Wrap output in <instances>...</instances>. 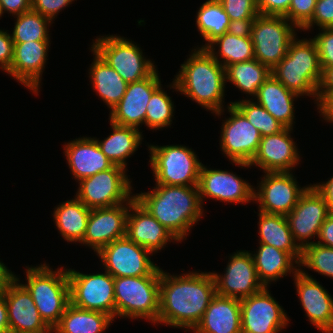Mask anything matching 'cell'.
Wrapping results in <instances>:
<instances>
[{
	"label": "cell",
	"instance_id": "7dc6e473",
	"mask_svg": "<svg viewBox=\"0 0 333 333\" xmlns=\"http://www.w3.org/2000/svg\"><path fill=\"white\" fill-rule=\"evenodd\" d=\"M7 31L0 29V69L6 73L10 69L14 50L13 40Z\"/></svg>",
	"mask_w": 333,
	"mask_h": 333
},
{
	"label": "cell",
	"instance_id": "7a4b0ae2",
	"mask_svg": "<svg viewBox=\"0 0 333 333\" xmlns=\"http://www.w3.org/2000/svg\"><path fill=\"white\" fill-rule=\"evenodd\" d=\"M155 185L134 197L181 243L204 215L198 186Z\"/></svg>",
	"mask_w": 333,
	"mask_h": 333
},
{
	"label": "cell",
	"instance_id": "7c38bea8",
	"mask_svg": "<svg viewBox=\"0 0 333 333\" xmlns=\"http://www.w3.org/2000/svg\"><path fill=\"white\" fill-rule=\"evenodd\" d=\"M226 108L230 117L221 126V151L231 163L241 168H249L262 136L234 104L229 103Z\"/></svg>",
	"mask_w": 333,
	"mask_h": 333
},
{
	"label": "cell",
	"instance_id": "db71d44e",
	"mask_svg": "<svg viewBox=\"0 0 333 333\" xmlns=\"http://www.w3.org/2000/svg\"><path fill=\"white\" fill-rule=\"evenodd\" d=\"M322 77L317 90V99L324 94L333 92V67L321 68Z\"/></svg>",
	"mask_w": 333,
	"mask_h": 333
},
{
	"label": "cell",
	"instance_id": "4dcf8cb0",
	"mask_svg": "<svg viewBox=\"0 0 333 333\" xmlns=\"http://www.w3.org/2000/svg\"><path fill=\"white\" fill-rule=\"evenodd\" d=\"M112 133L103 140L93 137L100 150L114 164L127 169V158L137 151L142 143L140 129L130 126H122L110 122Z\"/></svg>",
	"mask_w": 333,
	"mask_h": 333
},
{
	"label": "cell",
	"instance_id": "f35d334b",
	"mask_svg": "<svg viewBox=\"0 0 333 333\" xmlns=\"http://www.w3.org/2000/svg\"><path fill=\"white\" fill-rule=\"evenodd\" d=\"M174 103L160 85L151 95L147 104L145 126L151 130L169 127L172 124Z\"/></svg>",
	"mask_w": 333,
	"mask_h": 333
},
{
	"label": "cell",
	"instance_id": "ee69618b",
	"mask_svg": "<svg viewBox=\"0 0 333 333\" xmlns=\"http://www.w3.org/2000/svg\"><path fill=\"white\" fill-rule=\"evenodd\" d=\"M312 40L317 47L321 68L333 67V27L321 28Z\"/></svg>",
	"mask_w": 333,
	"mask_h": 333
},
{
	"label": "cell",
	"instance_id": "f546056e",
	"mask_svg": "<svg viewBox=\"0 0 333 333\" xmlns=\"http://www.w3.org/2000/svg\"><path fill=\"white\" fill-rule=\"evenodd\" d=\"M90 50L94 59L88 73L93 90L111 110L122 99L128 83L92 48Z\"/></svg>",
	"mask_w": 333,
	"mask_h": 333
},
{
	"label": "cell",
	"instance_id": "e575fe53",
	"mask_svg": "<svg viewBox=\"0 0 333 333\" xmlns=\"http://www.w3.org/2000/svg\"><path fill=\"white\" fill-rule=\"evenodd\" d=\"M206 49L225 69L229 65L255 58L251 37H239L227 32L213 40Z\"/></svg>",
	"mask_w": 333,
	"mask_h": 333
},
{
	"label": "cell",
	"instance_id": "7402d4cb",
	"mask_svg": "<svg viewBox=\"0 0 333 333\" xmlns=\"http://www.w3.org/2000/svg\"><path fill=\"white\" fill-rule=\"evenodd\" d=\"M160 85L162 84L157 69L142 80L128 83L122 99L110 110L109 121L139 129L140 124H145L148 101Z\"/></svg>",
	"mask_w": 333,
	"mask_h": 333
},
{
	"label": "cell",
	"instance_id": "6f0895ef",
	"mask_svg": "<svg viewBox=\"0 0 333 333\" xmlns=\"http://www.w3.org/2000/svg\"><path fill=\"white\" fill-rule=\"evenodd\" d=\"M14 277L11 270L6 267V265L0 261V293L5 289L7 283Z\"/></svg>",
	"mask_w": 333,
	"mask_h": 333
},
{
	"label": "cell",
	"instance_id": "603a6c76",
	"mask_svg": "<svg viewBox=\"0 0 333 333\" xmlns=\"http://www.w3.org/2000/svg\"><path fill=\"white\" fill-rule=\"evenodd\" d=\"M293 129L261 137L259 149L249 164L260 167L265 172H291L300 164V154L296 142L291 137Z\"/></svg>",
	"mask_w": 333,
	"mask_h": 333
},
{
	"label": "cell",
	"instance_id": "d4e9b609",
	"mask_svg": "<svg viewBox=\"0 0 333 333\" xmlns=\"http://www.w3.org/2000/svg\"><path fill=\"white\" fill-rule=\"evenodd\" d=\"M50 41L14 43L13 60L8 75L38 94Z\"/></svg>",
	"mask_w": 333,
	"mask_h": 333
},
{
	"label": "cell",
	"instance_id": "4fadbf2b",
	"mask_svg": "<svg viewBox=\"0 0 333 333\" xmlns=\"http://www.w3.org/2000/svg\"><path fill=\"white\" fill-rule=\"evenodd\" d=\"M104 272L84 274L67 268L70 303L84 310L106 313L114 319V277Z\"/></svg>",
	"mask_w": 333,
	"mask_h": 333
},
{
	"label": "cell",
	"instance_id": "52a82bcc",
	"mask_svg": "<svg viewBox=\"0 0 333 333\" xmlns=\"http://www.w3.org/2000/svg\"><path fill=\"white\" fill-rule=\"evenodd\" d=\"M150 167L156 184L198 186L202 162L182 145H148Z\"/></svg>",
	"mask_w": 333,
	"mask_h": 333
},
{
	"label": "cell",
	"instance_id": "30bf717a",
	"mask_svg": "<svg viewBox=\"0 0 333 333\" xmlns=\"http://www.w3.org/2000/svg\"><path fill=\"white\" fill-rule=\"evenodd\" d=\"M295 30L298 31L284 16L257 15L251 30L255 59L272 70L297 37Z\"/></svg>",
	"mask_w": 333,
	"mask_h": 333
},
{
	"label": "cell",
	"instance_id": "f5cc1de1",
	"mask_svg": "<svg viewBox=\"0 0 333 333\" xmlns=\"http://www.w3.org/2000/svg\"><path fill=\"white\" fill-rule=\"evenodd\" d=\"M317 243L333 248V214H330L321 226Z\"/></svg>",
	"mask_w": 333,
	"mask_h": 333
},
{
	"label": "cell",
	"instance_id": "11a10c76",
	"mask_svg": "<svg viewBox=\"0 0 333 333\" xmlns=\"http://www.w3.org/2000/svg\"><path fill=\"white\" fill-rule=\"evenodd\" d=\"M313 186L323 196L329 212L333 214V176L328 181L316 183Z\"/></svg>",
	"mask_w": 333,
	"mask_h": 333
},
{
	"label": "cell",
	"instance_id": "9c48e42d",
	"mask_svg": "<svg viewBox=\"0 0 333 333\" xmlns=\"http://www.w3.org/2000/svg\"><path fill=\"white\" fill-rule=\"evenodd\" d=\"M127 169L113 165L79 181L75 197L87 208H107L127 203L134 194ZM133 194V195H132Z\"/></svg>",
	"mask_w": 333,
	"mask_h": 333
},
{
	"label": "cell",
	"instance_id": "8d00e7d4",
	"mask_svg": "<svg viewBox=\"0 0 333 333\" xmlns=\"http://www.w3.org/2000/svg\"><path fill=\"white\" fill-rule=\"evenodd\" d=\"M229 23V16L218 0L205 1L197 12L196 25L207 43L198 48H206L213 40L226 33Z\"/></svg>",
	"mask_w": 333,
	"mask_h": 333
},
{
	"label": "cell",
	"instance_id": "3957f363",
	"mask_svg": "<svg viewBox=\"0 0 333 333\" xmlns=\"http://www.w3.org/2000/svg\"><path fill=\"white\" fill-rule=\"evenodd\" d=\"M170 84V89L184 94L217 116L224 112L225 68L206 48H194Z\"/></svg>",
	"mask_w": 333,
	"mask_h": 333
},
{
	"label": "cell",
	"instance_id": "d6986e66",
	"mask_svg": "<svg viewBox=\"0 0 333 333\" xmlns=\"http://www.w3.org/2000/svg\"><path fill=\"white\" fill-rule=\"evenodd\" d=\"M296 293L306 317L322 333H333V298L327 289L301 268L293 275Z\"/></svg>",
	"mask_w": 333,
	"mask_h": 333
},
{
	"label": "cell",
	"instance_id": "836d02e7",
	"mask_svg": "<svg viewBox=\"0 0 333 333\" xmlns=\"http://www.w3.org/2000/svg\"><path fill=\"white\" fill-rule=\"evenodd\" d=\"M113 321L106 313L84 310L70 303L53 330L55 333H103Z\"/></svg>",
	"mask_w": 333,
	"mask_h": 333
},
{
	"label": "cell",
	"instance_id": "2e32d148",
	"mask_svg": "<svg viewBox=\"0 0 333 333\" xmlns=\"http://www.w3.org/2000/svg\"><path fill=\"white\" fill-rule=\"evenodd\" d=\"M331 213L323 196L310 184L286 216L294 241L303 249L319 237L321 226Z\"/></svg>",
	"mask_w": 333,
	"mask_h": 333
},
{
	"label": "cell",
	"instance_id": "681fc988",
	"mask_svg": "<svg viewBox=\"0 0 333 333\" xmlns=\"http://www.w3.org/2000/svg\"><path fill=\"white\" fill-rule=\"evenodd\" d=\"M2 13L20 15L31 10V0H0Z\"/></svg>",
	"mask_w": 333,
	"mask_h": 333
},
{
	"label": "cell",
	"instance_id": "74e56055",
	"mask_svg": "<svg viewBox=\"0 0 333 333\" xmlns=\"http://www.w3.org/2000/svg\"><path fill=\"white\" fill-rule=\"evenodd\" d=\"M16 22L11 38L13 43L28 41H50L49 26L52 20L32 9L16 15Z\"/></svg>",
	"mask_w": 333,
	"mask_h": 333
},
{
	"label": "cell",
	"instance_id": "5b68a950",
	"mask_svg": "<svg viewBox=\"0 0 333 333\" xmlns=\"http://www.w3.org/2000/svg\"><path fill=\"white\" fill-rule=\"evenodd\" d=\"M26 268L27 284H21L31 294L41 319L53 329L70 304L67 269L61 266L53 271L46 263Z\"/></svg>",
	"mask_w": 333,
	"mask_h": 333
},
{
	"label": "cell",
	"instance_id": "c3c4849f",
	"mask_svg": "<svg viewBox=\"0 0 333 333\" xmlns=\"http://www.w3.org/2000/svg\"><path fill=\"white\" fill-rule=\"evenodd\" d=\"M256 3L261 15L284 16L291 0H256Z\"/></svg>",
	"mask_w": 333,
	"mask_h": 333
},
{
	"label": "cell",
	"instance_id": "7bdbcfd3",
	"mask_svg": "<svg viewBox=\"0 0 333 333\" xmlns=\"http://www.w3.org/2000/svg\"><path fill=\"white\" fill-rule=\"evenodd\" d=\"M230 21L255 19L259 15L256 0H218Z\"/></svg>",
	"mask_w": 333,
	"mask_h": 333
},
{
	"label": "cell",
	"instance_id": "5bb4252c",
	"mask_svg": "<svg viewBox=\"0 0 333 333\" xmlns=\"http://www.w3.org/2000/svg\"><path fill=\"white\" fill-rule=\"evenodd\" d=\"M292 172H265L254 189V201L267 214L287 216L310 186L300 187Z\"/></svg>",
	"mask_w": 333,
	"mask_h": 333
},
{
	"label": "cell",
	"instance_id": "e0dca14e",
	"mask_svg": "<svg viewBox=\"0 0 333 333\" xmlns=\"http://www.w3.org/2000/svg\"><path fill=\"white\" fill-rule=\"evenodd\" d=\"M216 294L242 299L260 292L264 285L259 281L250 251L238 250L229 258L225 274L211 272Z\"/></svg>",
	"mask_w": 333,
	"mask_h": 333
},
{
	"label": "cell",
	"instance_id": "6da1fadb",
	"mask_svg": "<svg viewBox=\"0 0 333 333\" xmlns=\"http://www.w3.org/2000/svg\"><path fill=\"white\" fill-rule=\"evenodd\" d=\"M216 295L211 272L171 275L161 268L157 324L193 330Z\"/></svg>",
	"mask_w": 333,
	"mask_h": 333
},
{
	"label": "cell",
	"instance_id": "9a60e30c",
	"mask_svg": "<svg viewBox=\"0 0 333 333\" xmlns=\"http://www.w3.org/2000/svg\"><path fill=\"white\" fill-rule=\"evenodd\" d=\"M268 288L240 299L242 333H278L289 324L287 312Z\"/></svg>",
	"mask_w": 333,
	"mask_h": 333
},
{
	"label": "cell",
	"instance_id": "cb8c5ba5",
	"mask_svg": "<svg viewBox=\"0 0 333 333\" xmlns=\"http://www.w3.org/2000/svg\"><path fill=\"white\" fill-rule=\"evenodd\" d=\"M126 236L152 254L161 251L170 241L179 242L133 196L126 220Z\"/></svg>",
	"mask_w": 333,
	"mask_h": 333
},
{
	"label": "cell",
	"instance_id": "680465c9",
	"mask_svg": "<svg viewBox=\"0 0 333 333\" xmlns=\"http://www.w3.org/2000/svg\"><path fill=\"white\" fill-rule=\"evenodd\" d=\"M41 333H55V332H54L53 329L50 328L48 331H46V332H41Z\"/></svg>",
	"mask_w": 333,
	"mask_h": 333
},
{
	"label": "cell",
	"instance_id": "4316f807",
	"mask_svg": "<svg viewBox=\"0 0 333 333\" xmlns=\"http://www.w3.org/2000/svg\"><path fill=\"white\" fill-rule=\"evenodd\" d=\"M194 333H242L240 299L216 294Z\"/></svg>",
	"mask_w": 333,
	"mask_h": 333
},
{
	"label": "cell",
	"instance_id": "83f0119b",
	"mask_svg": "<svg viewBox=\"0 0 333 333\" xmlns=\"http://www.w3.org/2000/svg\"><path fill=\"white\" fill-rule=\"evenodd\" d=\"M300 98L296 93L288 90L272 74L259 87L253 98L264 107L285 128L293 129L295 123L294 101Z\"/></svg>",
	"mask_w": 333,
	"mask_h": 333
},
{
	"label": "cell",
	"instance_id": "8992f818",
	"mask_svg": "<svg viewBox=\"0 0 333 333\" xmlns=\"http://www.w3.org/2000/svg\"><path fill=\"white\" fill-rule=\"evenodd\" d=\"M115 318L146 319L157 324L160 276L114 277Z\"/></svg>",
	"mask_w": 333,
	"mask_h": 333
},
{
	"label": "cell",
	"instance_id": "91938a15",
	"mask_svg": "<svg viewBox=\"0 0 333 333\" xmlns=\"http://www.w3.org/2000/svg\"><path fill=\"white\" fill-rule=\"evenodd\" d=\"M2 14H3V13H2V10H1V6H0V17H2Z\"/></svg>",
	"mask_w": 333,
	"mask_h": 333
},
{
	"label": "cell",
	"instance_id": "d590c367",
	"mask_svg": "<svg viewBox=\"0 0 333 333\" xmlns=\"http://www.w3.org/2000/svg\"><path fill=\"white\" fill-rule=\"evenodd\" d=\"M225 73L226 82L232 83L244 94L255 97L259 87L271 75V70L254 58L229 65Z\"/></svg>",
	"mask_w": 333,
	"mask_h": 333
},
{
	"label": "cell",
	"instance_id": "f907efd6",
	"mask_svg": "<svg viewBox=\"0 0 333 333\" xmlns=\"http://www.w3.org/2000/svg\"><path fill=\"white\" fill-rule=\"evenodd\" d=\"M255 19H239L230 21L227 33L239 37H251L253 21Z\"/></svg>",
	"mask_w": 333,
	"mask_h": 333
},
{
	"label": "cell",
	"instance_id": "b9f144b4",
	"mask_svg": "<svg viewBox=\"0 0 333 333\" xmlns=\"http://www.w3.org/2000/svg\"><path fill=\"white\" fill-rule=\"evenodd\" d=\"M317 0H291L284 17L302 30L312 19Z\"/></svg>",
	"mask_w": 333,
	"mask_h": 333
},
{
	"label": "cell",
	"instance_id": "ac0fdd59",
	"mask_svg": "<svg viewBox=\"0 0 333 333\" xmlns=\"http://www.w3.org/2000/svg\"><path fill=\"white\" fill-rule=\"evenodd\" d=\"M198 189L202 205L205 197L233 204L254 202L253 185L233 172L209 169L204 164L199 174Z\"/></svg>",
	"mask_w": 333,
	"mask_h": 333
},
{
	"label": "cell",
	"instance_id": "ffe728a7",
	"mask_svg": "<svg viewBox=\"0 0 333 333\" xmlns=\"http://www.w3.org/2000/svg\"><path fill=\"white\" fill-rule=\"evenodd\" d=\"M2 293L6 301L10 333H41L50 329L41 319L31 294L16 274Z\"/></svg>",
	"mask_w": 333,
	"mask_h": 333
},
{
	"label": "cell",
	"instance_id": "bcb514c9",
	"mask_svg": "<svg viewBox=\"0 0 333 333\" xmlns=\"http://www.w3.org/2000/svg\"><path fill=\"white\" fill-rule=\"evenodd\" d=\"M72 1L74 0H31V9L53 21Z\"/></svg>",
	"mask_w": 333,
	"mask_h": 333
},
{
	"label": "cell",
	"instance_id": "1f68e13d",
	"mask_svg": "<svg viewBox=\"0 0 333 333\" xmlns=\"http://www.w3.org/2000/svg\"><path fill=\"white\" fill-rule=\"evenodd\" d=\"M259 244H267L288 252L298 263L302 249L294 241L286 216L259 211Z\"/></svg>",
	"mask_w": 333,
	"mask_h": 333
},
{
	"label": "cell",
	"instance_id": "44dd1931",
	"mask_svg": "<svg viewBox=\"0 0 333 333\" xmlns=\"http://www.w3.org/2000/svg\"><path fill=\"white\" fill-rule=\"evenodd\" d=\"M130 200L117 206L91 209L82 245L96 254L116 239L126 236V220Z\"/></svg>",
	"mask_w": 333,
	"mask_h": 333
},
{
	"label": "cell",
	"instance_id": "9f6ffc18",
	"mask_svg": "<svg viewBox=\"0 0 333 333\" xmlns=\"http://www.w3.org/2000/svg\"><path fill=\"white\" fill-rule=\"evenodd\" d=\"M0 333H10L7 306L2 292L0 293Z\"/></svg>",
	"mask_w": 333,
	"mask_h": 333
},
{
	"label": "cell",
	"instance_id": "60d3db41",
	"mask_svg": "<svg viewBox=\"0 0 333 333\" xmlns=\"http://www.w3.org/2000/svg\"><path fill=\"white\" fill-rule=\"evenodd\" d=\"M305 269L308 268L318 274L333 278V248L314 242L302 249V257L299 263Z\"/></svg>",
	"mask_w": 333,
	"mask_h": 333
},
{
	"label": "cell",
	"instance_id": "277c9868",
	"mask_svg": "<svg viewBox=\"0 0 333 333\" xmlns=\"http://www.w3.org/2000/svg\"><path fill=\"white\" fill-rule=\"evenodd\" d=\"M271 74L288 90L299 96L313 97L317 103V90L322 77L317 47L312 39L294 38L286 56L271 70Z\"/></svg>",
	"mask_w": 333,
	"mask_h": 333
},
{
	"label": "cell",
	"instance_id": "f1b7e54d",
	"mask_svg": "<svg viewBox=\"0 0 333 333\" xmlns=\"http://www.w3.org/2000/svg\"><path fill=\"white\" fill-rule=\"evenodd\" d=\"M251 255L258 279L264 287H269L271 282H276L291 273L295 275L299 271V263L288 252L274 246L259 244L256 253Z\"/></svg>",
	"mask_w": 333,
	"mask_h": 333
},
{
	"label": "cell",
	"instance_id": "f6af8a7d",
	"mask_svg": "<svg viewBox=\"0 0 333 333\" xmlns=\"http://www.w3.org/2000/svg\"><path fill=\"white\" fill-rule=\"evenodd\" d=\"M313 25L319 30L333 27V0H317L312 19L302 30H311Z\"/></svg>",
	"mask_w": 333,
	"mask_h": 333
},
{
	"label": "cell",
	"instance_id": "8fae6325",
	"mask_svg": "<svg viewBox=\"0 0 333 333\" xmlns=\"http://www.w3.org/2000/svg\"><path fill=\"white\" fill-rule=\"evenodd\" d=\"M113 277L160 276L161 268L151 261L153 254L127 236L116 239L96 254Z\"/></svg>",
	"mask_w": 333,
	"mask_h": 333
},
{
	"label": "cell",
	"instance_id": "ba28073f",
	"mask_svg": "<svg viewBox=\"0 0 333 333\" xmlns=\"http://www.w3.org/2000/svg\"><path fill=\"white\" fill-rule=\"evenodd\" d=\"M135 44L132 40L114 34L97 37L91 48L117 71L125 82L133 83L150 76L157 68Z\"/></svg>",
	"mask_w": 333,
	"mask_h": 333
},
{
	"label": "cell",
	"instance_id": "ab89813d",
	"mask_svg": "<svg viewBox=\"0 0 333 333\" xmlns=\"http://www.w3.org/2000/svg\"><path fill=\"white\" fill-rule=\"evenodd\" d=\"M230 103L234 104L246 116L249 122L258 129L262 137L279 133L285 128L252 98Z\"/></svg>",
	"mask_w": 333,
	"mask_h": 333
},
{
	"label": "cell",
	"instance_id": "484cf974",
	"mask_svg": "<svg viewBox=\"0 0 333 333\" xmlns=\"http://www.w3.org/2000/svg\"><path fill=\"white\" fill-rule=\"evenodd\" d=\"M64 144V155L70 173L77 182L114 165L100 150L94 138L79 137Z\"/></svg>",
	"mask_w": 333,
	"mask_h": 333
},
{
	"label": "cell",
	"instance_id": "816d5d0a",
	"mask_svg": "<svg viewBox=\"0 0 333 333\" xmlns=\"http://www.w3.org/2000/svg\"><path fill=\"white\" fill-rule=\"evenodd\" d=\"M317 110L322 118L333 123V92L324 94L316 103Z\"/></svg>",
	"mask_w": 333,
	"mask_h": 333
},
{
	"label": "cell",
	"instance_id": "d6a6232c",
	"mask_svg": "<svg viewBox=\"0 0 333 333\" xmlns=\"http://www.w3.org/2000/svg\"><path fill=\"white\" fill-rule=\"evenodd\" d=\"M90 211L76 197L55 207L52 214L54 223L65 241L80 243L83 240Z\"/></svg>",
	"mask_w": 333,
	"mask_h": 333
}]
</instances>
